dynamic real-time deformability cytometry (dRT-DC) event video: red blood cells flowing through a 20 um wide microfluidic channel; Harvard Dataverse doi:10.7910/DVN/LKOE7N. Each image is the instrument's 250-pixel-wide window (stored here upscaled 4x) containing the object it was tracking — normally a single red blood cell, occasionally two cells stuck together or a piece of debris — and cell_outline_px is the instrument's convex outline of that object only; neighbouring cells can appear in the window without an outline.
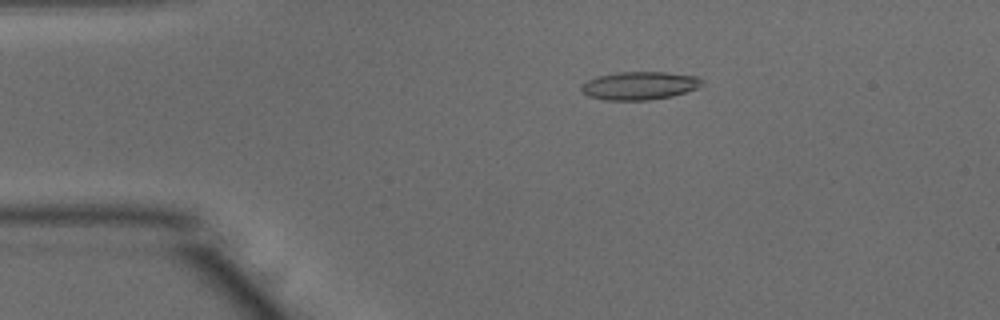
{"species": "common noctule bat (a hibernating species)", "species_latin": "Nyctalus noctula", "temperature_condition": "warm", "stored_images_in_passage": 35, "camera_frame_rate_fps": 3000, "um_per_image_px": 0.085, "animal": {"sex": "male", "body_mass_g": 15.6}, "frame": {"image": 1, "passage_image": 10, "time_ms": 3.0, "image_size_px": [1000, 320], "cell_outline_px": [[704, 84], [696, 88], [672, 96], [648, 100], [604, 100], [588, 96], [580, 92], [580, 88], [588, 80], [596, 76], [616, 72], [664, 72], [696, 76], [704, 80]], "centroid_in_image_um": [54.33, 7.28], "position_along_channel_um": 30.7, "area_um2": 19.83}}
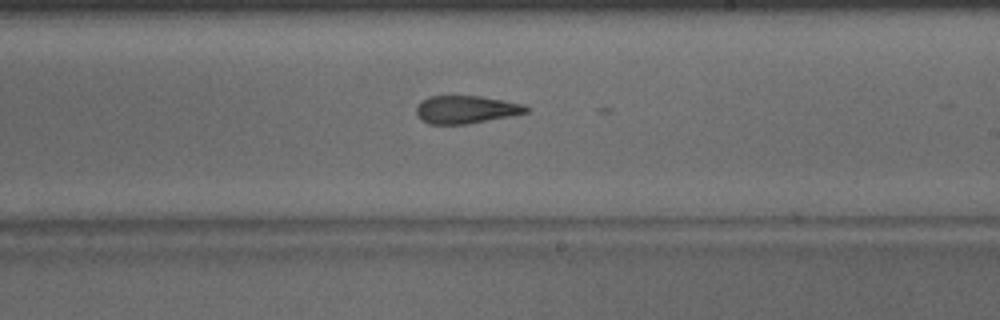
{"frame": {"image": 2, "passage_image": 30, "time_ms": 9.667, "image_size_px": [1000, 320], "cell_outline_px": [[528, 112], [508, 116], [464, 124], [428, 124], [420, 120], [416, 112], [416, 108], [424, 100], [432, 96], [480, 96], [504, 100], [524, 104], [528, 108]], "centroid_in_image_um": [39.6, 9.31], "position_along_channel_um": 249.4, "area_um2": 17.51}}
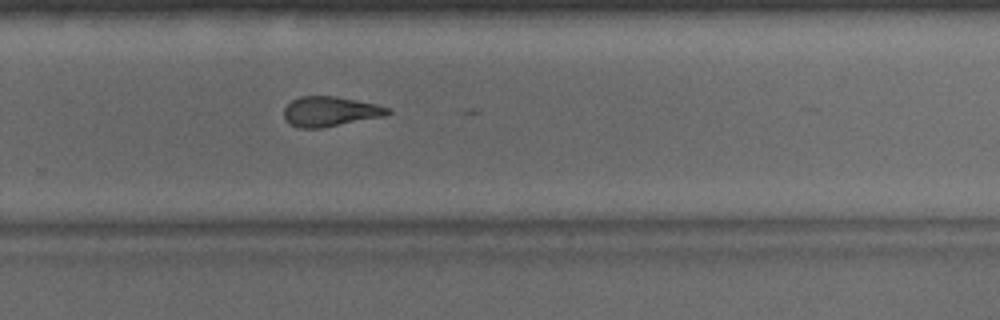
{"frame": {"image": 3, "passage_image": 34, "time_ms": 11.0, "image_size_px": [1000, 320], "cell_outline_px": [[392, 112], [384, 116], [320, 128], [300, 128], [284, 120], [284, 108], [292, 100], [300, 96], [336, 96], [376, 104], [388, 108]], "centroid_in_image_um": [28.04, 9.47], "position_along_channel_um": 301.8, "area_um2": 17.92}}